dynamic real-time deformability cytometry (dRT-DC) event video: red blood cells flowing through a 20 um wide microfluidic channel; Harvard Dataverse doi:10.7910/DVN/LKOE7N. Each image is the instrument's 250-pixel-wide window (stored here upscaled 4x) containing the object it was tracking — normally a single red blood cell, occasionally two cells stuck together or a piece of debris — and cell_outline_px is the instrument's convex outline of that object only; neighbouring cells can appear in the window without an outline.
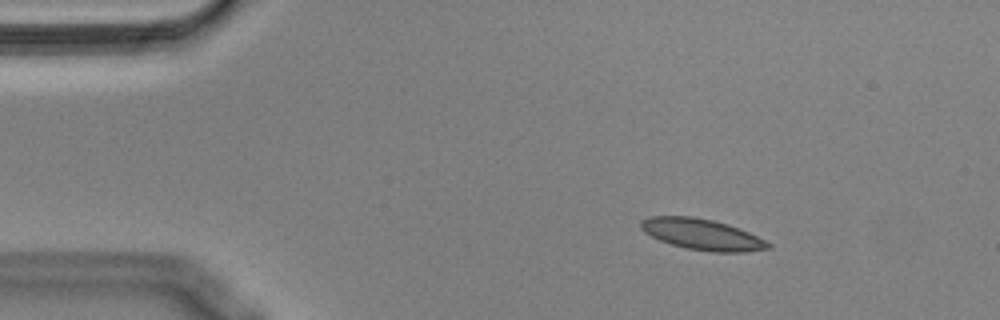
{"species": "Egyptian fruit bat (a non-hibernating species)", "species_latin": "Rousettus aegyptiacus", "temperature_condition": "cold", "stored_images_in_passage": 49, "camera_frame_rate_fps": 3000, "um_per_image_px": 0.085, "animal": {"sex": "male"}, "frame": {"image": 1, "passage_image": 1, "time_ms": 0.0, "image_size_px": [1000, 320], "cell_outline_px": [[772, 248], [744, 252], [712, 252], [688, 248], [672, 244], [660, 240], [644, 232], [640, 228], [640, 220], [648, 216], [692, 216], [712, 220], [728, 224], [748, 232], [772, 244]], "centroid_in_image_um": [59.66, 19.91], "position_along_channel_um": 25.3, "area_um2": 22.89}}
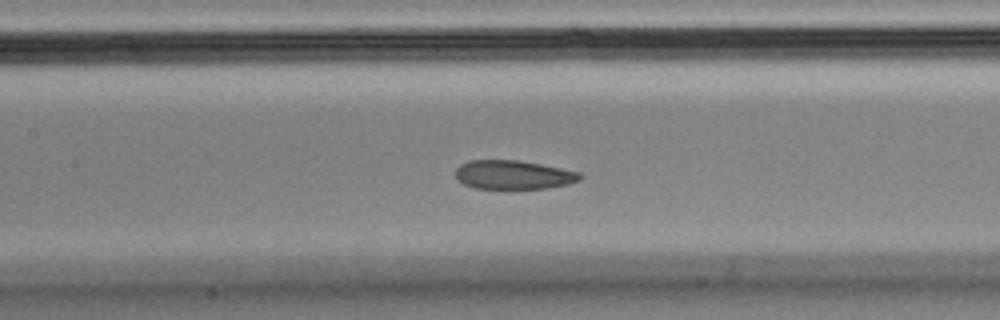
{"frame": {"image": 2, "passage_image": 18, "time_ms": 5.667, "image_size_px": [1000, 320], "cell_outline_px": [[580, 180], [568, 184], [548, 188], [476, 188], [464, 184], [456, 180], [456, 168], [460, 164], [468, 160], [520, 160], [580, 172]], "centroid_in_image_um": [43.6, 14.85], "position_along_channel_um": 163.8, "area_um2": 20.87}}
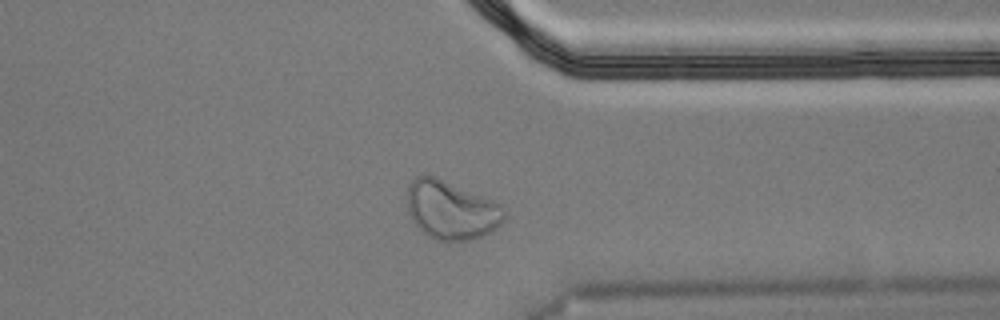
{"frame": {"image": 3, "passage_image": 36, "time_ms": 11.667, "image_size_px": [1000, 320], "cell_outline_px": [[504, 220], [492, 232], [472, 240], [436, 240], [428, 236], [412, 220], [408, 212], [408, 184], [416, 176], [424, 172], [500, 204], [504, 208]], "centroid_in_image_um": [38.33, 17.85], "position_along_channel_um": 373.1, "area_um2": 32.83}, "authors_computed_cell_mechanics": {"area_um2": 23.0622, "velocity_mm_per_s": 3.5392, "shape_relaxation_time_tau1_ms": 7.2389, "shape_relaxation_time_tau2_ms": 2.3201, "deformation_change_tau1": 0.1312, "deformation_change_tau2": 0.0669}}